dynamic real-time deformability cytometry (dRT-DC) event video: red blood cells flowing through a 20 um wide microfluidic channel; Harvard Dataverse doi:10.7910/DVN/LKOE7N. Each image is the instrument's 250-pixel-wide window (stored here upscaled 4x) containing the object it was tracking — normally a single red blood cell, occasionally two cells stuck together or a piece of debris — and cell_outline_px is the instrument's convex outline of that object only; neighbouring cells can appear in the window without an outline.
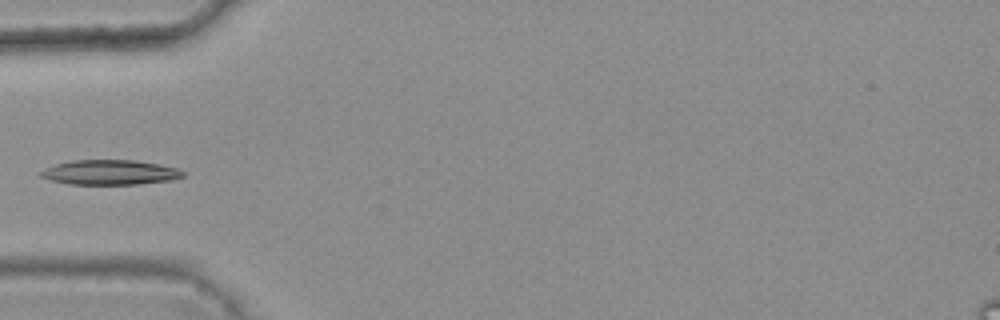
{"species": "common noctule bat (a hibernating species)", "species_latin": "Nyctalus noctula", "temperature_condition": "warm", "stored_images_in_passage": 4, "camera_frame_rate_fps": 3000, "um_per_image_px": 0.085, "animal": {"sex": "female", "body_mass_g": 25.1}, "frame": {"image": 1, "passage_image": 3, "time_ms": 0.667, "image_size_px": [1000, 320], "cell_outline_px": [[184, 176], [172, 180], [136, 184], [68, 184], [52, 180], [40, 176], [36, 172], [44, 168], [56, 164], [72, 160], [136, 160], [160, 164], [176, 168], [184, 172]], "centroid_in_image_um": [9.32, 14.64], "position_along_channel_um": 75.7, "area_um2": 20.63}}
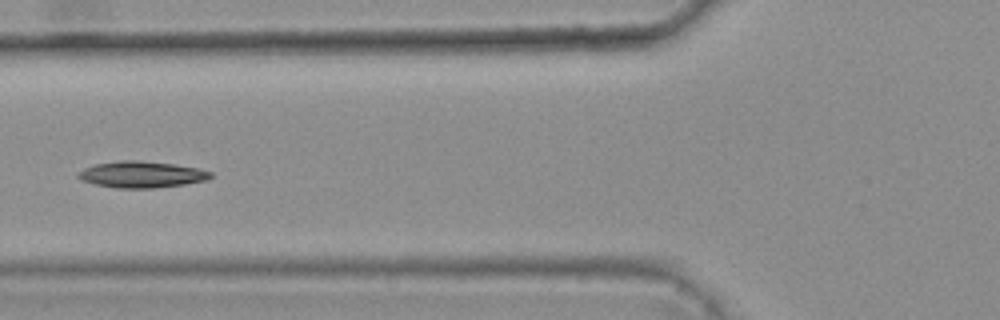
{"frame": {"image": 2, "passage_image": 4, "time_ms": 1.0, "image_size_px": [1000, 320], "cell_outline_px": [[212, 176], [208, 180], [184, 184], [156, 188], [116, 188], [96, 184], [84, 180], [76, 176], [76, 172], [84, 168], [96, 164], [120, 160], [136, 160], [172, 164], [200, 168], [212, 172]], "centroid_in_image_um": [12.05, 14.83], "position_along_channel_um": 113.7, "area_um2": 20.35}}